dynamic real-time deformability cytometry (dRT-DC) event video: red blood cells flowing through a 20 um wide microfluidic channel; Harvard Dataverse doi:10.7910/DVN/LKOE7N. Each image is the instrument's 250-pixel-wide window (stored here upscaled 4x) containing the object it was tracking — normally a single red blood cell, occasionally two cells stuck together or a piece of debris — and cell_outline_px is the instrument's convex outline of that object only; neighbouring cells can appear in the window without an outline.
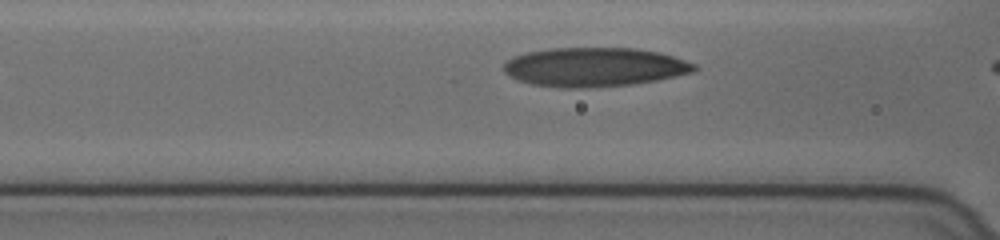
{"species": "human", "species_latin": "Homo sapiens", "temperature_condition": "cold", "stored_images_in_passage": 28, "camera_frame_rate_fps": 3000, "um_per_image_px": 0.085, "donor": {"sex": "female"}, "frame": {"image": 1, "passage_image": 5, "time_ms": 1.333, "image_size_px": [1000, 240], "cell_outline_px": [[696, 68], [692, 72], [656, 80], [632, 84], [588, 88], [564, 88], [532, 84], [508, 76], [504, 72], [504, 60], [512, 56], [528, 52], [552, 48], [636, 48], [660, 52], [696, 64]], "centroid_in_image_um": [50.48, 5.7], "position_along_channel_um": 116.1, "area_um2": 43.35}}
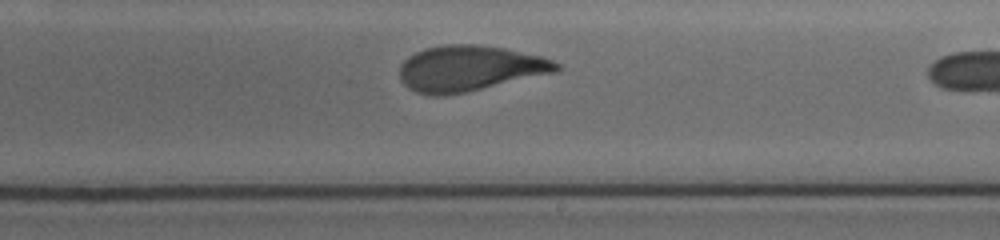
{"frame": {"image": 2, "passage_image": 16, "time_ms": 5.0, "image_size_px": [1000, 240], "cell_outline_px": [[560, 68], [556, 72], [464, 92], [440, 96], [432, 96], [416, 92], [408, 88], [400, 80], [400, 64], [408, 56], [424, 48], [444, 44], [476, 44], [504, 48], [544, 56], [560, 64]], "centroid_in_image_um": [39.89, 5.8], "position_along_channel_um": 249.1, "area_um2": 41.73}}
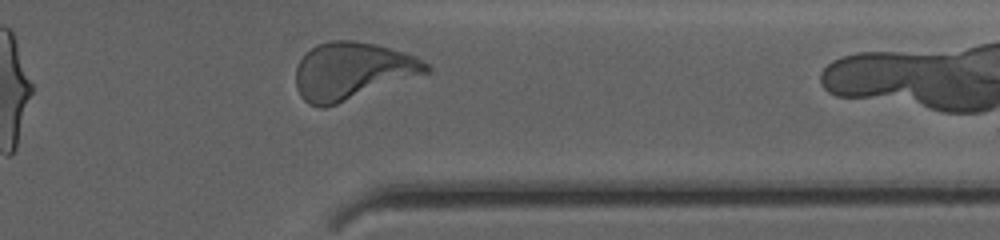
{"frame": {"image": 3, "passage_image": 27, "time_ms": 8.667, "image_size_px": [1000, 240], "cell_outline_px": [[432, 68], [428, 72], [336, 104], [324, 108], [320, 108], [308, 104], [300, 96], [296, 88], [296, 68], [300, 60], [316, 44], [332, 40], [352, 40], [376, 44], [404, 52], [416, 56], [428, 64]], "centroid_in_image_um": [29.92, 6.03], "position_along_channel_um": 381.5, "area_um2": 43.18}}